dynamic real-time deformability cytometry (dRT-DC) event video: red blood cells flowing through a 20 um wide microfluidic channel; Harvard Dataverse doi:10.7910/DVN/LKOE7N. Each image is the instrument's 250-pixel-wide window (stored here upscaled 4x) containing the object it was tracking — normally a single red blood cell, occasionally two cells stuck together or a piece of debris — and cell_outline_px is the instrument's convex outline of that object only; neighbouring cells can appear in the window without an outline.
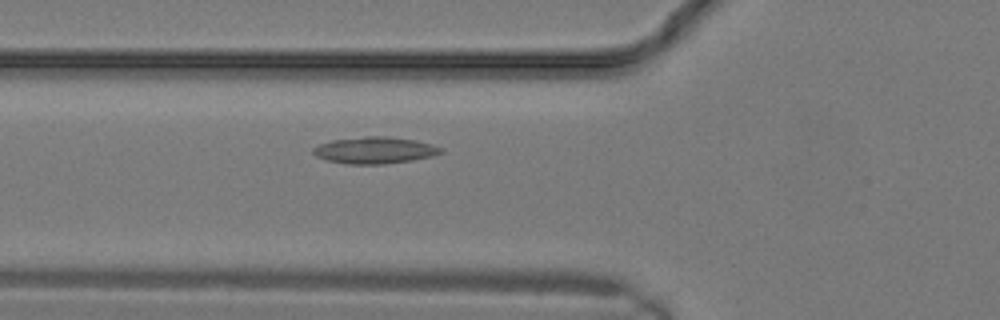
{"species": "common noctule bat (a hibernating species)", "species_latin": "Nyctalus noctula", "temperature_condition": "warm", "stored_images_in_passage": 3, "camera_frame_rate_fps": 3000, "um_per_image_px": 0.085, "animal": {"sex": "male", "body_mass_g": 19.2, "forearm_length_mm": 51.8}, "frame": {"image": 1, "passage_image": 3, "time_ms": 0.667, "image_size_px": [1000, 320], "cell_outline_px": [[444, 152], [432, 156], [412, 160], [384, 164], [348, 164], [328, 160], [316, 156], [312, 152], [312, 148], [320, 144], [332, 140], [364, 136], [384, 136], [416, 140], [432, 144], [444, 148]], "centroid_in_image_um": [31.88, 12.77], "position_along_channel_um": 93.9, "area_um2": 19.88}}